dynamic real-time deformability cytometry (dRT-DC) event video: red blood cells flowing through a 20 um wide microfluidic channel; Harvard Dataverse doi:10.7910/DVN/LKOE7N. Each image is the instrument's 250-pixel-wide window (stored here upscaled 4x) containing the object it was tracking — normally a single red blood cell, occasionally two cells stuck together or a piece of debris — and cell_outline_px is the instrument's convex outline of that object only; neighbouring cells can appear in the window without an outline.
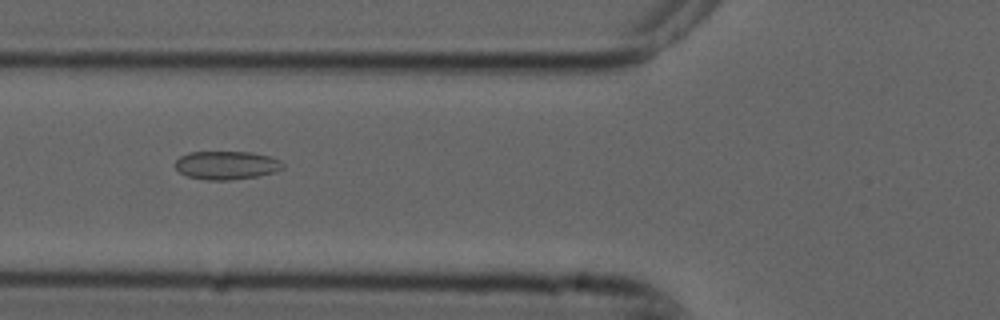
{"species": "common noctule bat (a hibernating species)", "species_latin": "Nyctalus noctula", "temperature_condition": "cold", "stored_images_in_passage": 5, "camera_frame_rate_fps": 3000, "um_per_image_px": 0.085, "animal": {"sex": "male", "forearm_length_mm": 52.5}, "frame": {"image": 1, "passage_image": 2, "time_ms": 0.333, "image_size_px": [1000, 320], "cell_outline_px": [[284, 168], [272, 172], [256, 176], [228, 180], [208, 180], [188, 176], [180, 172], [176, 168], [176, 160], [180, 156], [188, 152], [252, 152], [268, 156], [280, 160], [284, 164]], "centroid_in_image_um": [19.25, 14.03], "position_along_channel_um": 106.6, "area_um2": 17.63}}
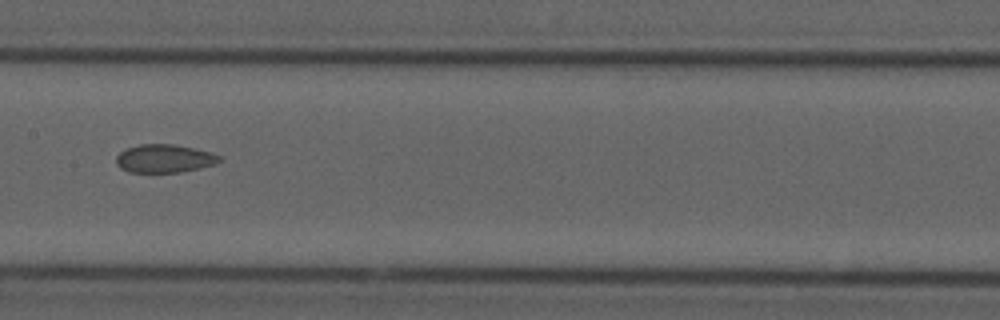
{"frame": {"image": 2, "passage_image": 4, "time_ms": 1.0, "image_size_px": [1000, 320], "cell_outline_px": [[224, 160], [216, 164], [180, 172], [128, 172], [120, 168], [116, 164], [116, 156], [120, 152], [128, 148], [140, 144], [172, 144], [212, 152], [220, 156]], "centroid_in_image_um": [13.98, 13.48], "position_along_channel_um": 193.4, "area_um2": 16.99}}
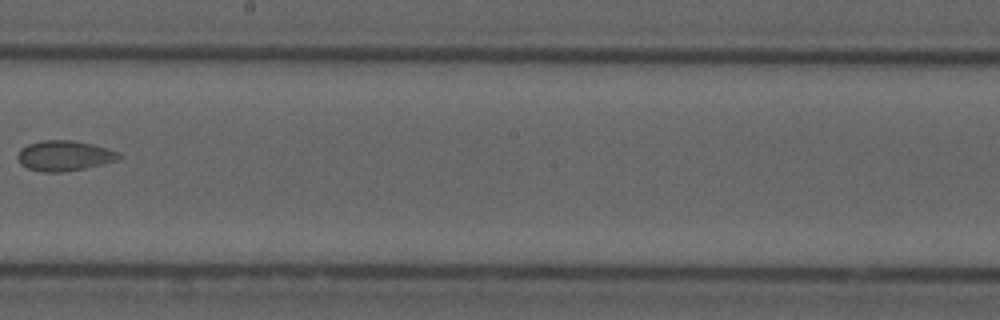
{"frame": {"image": 3, "passage_image": 5, "time_ms": 1.333, "image_size_px": [1000, 320], "cell_outline_px": [[124, 156], [120, 160], [104, 164], [64, 172], [40, 172], [28, 168], [20, 164], [16, 156], [20, 148], [28, 144], [44, 140], [72, 140], [92, 144], [120, 152]], "centroid_in_image_um": [5.49, 13.24], "position_along_channel_um": 242.7, "area_um2": 18.15}}